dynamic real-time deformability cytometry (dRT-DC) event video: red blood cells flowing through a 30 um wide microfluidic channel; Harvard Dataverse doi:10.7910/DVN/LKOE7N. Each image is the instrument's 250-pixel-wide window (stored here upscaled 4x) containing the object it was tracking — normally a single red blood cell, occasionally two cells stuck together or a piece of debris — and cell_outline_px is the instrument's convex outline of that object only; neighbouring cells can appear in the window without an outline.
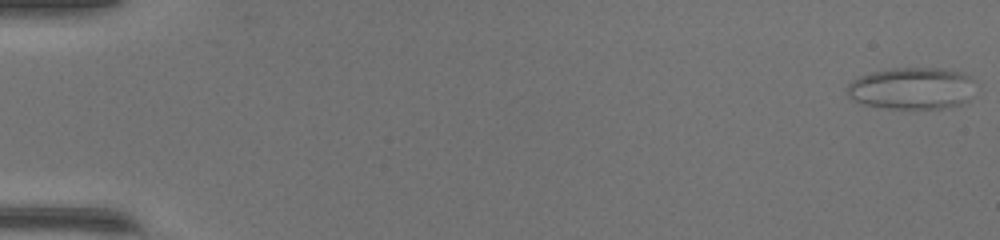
{"species": "common noctule bat (a hibernating species)", "species_latin": "Nyctalus noctula", "temperature_condition": "warm", "stored_images_in_passage": 50, "segment_of_instrument_passage": [1, 2], "camera_frame_rate_fps": 3000, "um_per_image_px": 0.085, "animal": {"sex": "female", "body_mass_g": 17.0, "forearm_length_mm": 48.0}, "frame": {"image": 1, "passage_image": 1, "time_ms": 0.0, "image_size_px": [1000, 240], "cell_outline_px": [[972, 80], [968, 100], [960, 104], [944, 108], [888, 108], [864, 104], [852, 100], [844, 92], [848, 84], [852, 80], [860, 76], [872, 72], [892, 68], [944, 68], [960, 72], [972, 76]], "centroid_in_image_um": [77.44, 7.5], "position_along_channel_um": 7.6, "area_um2": 31.21}}
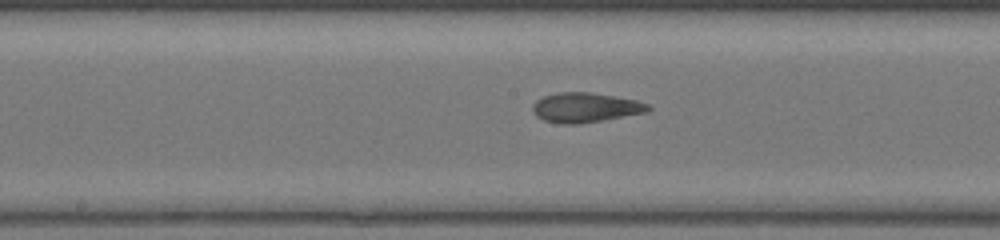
{"frame": {"image": 2, "passage_image": 27, "time_ms": 8.667, "image_size_px": [1000, 240], "cell_outline_px": [[652, 108], [648, 112], [576, 124], [564, 124], [544, 120], [536, 116], [532, 112], [532, 104], [536, 100], [544, 96], [560, 92], [592, 92], [636, 100], [648, 104]], "centroid_in_image_um": [49.74, 9.13], "position_along_channel_um": 198.5, "area_um2": 19.88}}
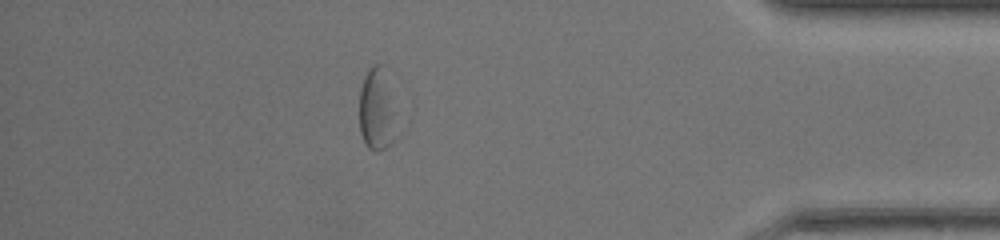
{"frame": {"image": 3, "passage_image": 44, "time_ms": 14.333, "image_size_px": [1000, 240], "cell_outline_px": [[392, 140], [384, 148], [376, 152], [368, 148], [364, 144], [360, 132], [360, 88], [364, 76], [368, 68], [372, 64], [384, 64]], "centroid_in_image_um": [31.87, 9.29], "position_along_channel_um": 403.3, "area_um2": 16.07}}